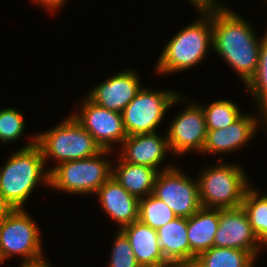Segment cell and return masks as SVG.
Instances as JSON below:
<instances>
[{
	"instance_id": "1",
	"label": "cell",
	"mask_w": 267,
	"mask_h": 267,
	"mask_svg": "<svg viewBox=\"0 0 267 267\" xmlns=\"http://www.w3.org/2000/svg\"><path fill=\"white\" fill-rule=\"evenodd\" d=\"M247 20L223 3L212 5V49L221 56L244 85L258 68L261 40Z\"/></svg>"
},
{
	"instance_id": "2",
	"label": "cell",
	"mask_w": 267,
	"mask_h": 267,
	"mask_svg": "<svg viewBox=\"0 0 267 267\" xmlns=\"http://www.w3.org/2000/svg\"><path fill=\"white\" fill-rule=\"evenodd\" d=\"M199 19L180 29L164 46L155 70L157 74H173L204 62L212 49V5L195 7Z\"/></svg>"
},
{
	"instance_id": "3",
	"label": "cell",
	"mask_w": 267,
	"mask_h": 267,
	"mask_svg": "<svg viewBox=\"0 0 267 267\" xmlns=\"http://www.w3.org/2000/svg\"><path fill=\"white\" fill-rule=\"evenodd\" d=\"M5 162L0 168V193L13 209L26 208V201L39 183L49 186V171L37 134Z\"/></svg>"
},
{
	"instance_id": "4",
	"label": "cell",
	"mask_w": 267,
	"mask_h": 267,
	"mask_svg": "<svg viewBox=\"0 0 267 267\" xmlns=\"http://www.w3.org/2000/svg\"><path fill=\"white\" fill-rule=\"evenodd\" d=\"M208 166L196 177L199 199L203 208L227 209L241 207L245 193L251 186L239 164L223 163Z\"/></svg>"
},
{
	"instance_id": "5",
	"label": "cell",
	"mask_w": 267,
	"mask_h": 267,
	"mask_svg": "<svg viewBox=\"0 0 267 267\" xmlns=\"http://www.w3.org/2000/svg\"><path fill=\"white\" fill-rule=\"evenodd\" d=\"M110 150L95 156L67 161L49 168V186L57 191L75 195L94 194L112 176V163L105 159Z\"/></svg>"
},
{
	"instance_id": "6",
	"label": "cell",
	"mask_w": 267,
	"mask_h": 267,
	"mask_svg": "<svg viewBox=\"0 0 267 267\" xmlns=\"http://www.w3.org/2000/svg\"><path fill=\"white\" fill-rule=\"evenodd\" d=\"M63 120L56 127L37 133V144L41 148L45 166L48 159L55 160L58 165L89 158L102 151L94 137L71 114Z\"/></svg>"
},
{
	"instance_id": "7",
	"label": "cell",
	"mask_w": 267,
	"mask_h": 267,
	"mask_svg": "<svg viewBox=\"0 0 267 267\" xmlns=\"http://www.w3.org/2000/svg\"><path fill=\"white\" fill-rule=\"evenodd\" d=\"M42 248L37 222L25 208L13 209L0 225L1 261L17 256L21 264L39 263L47 259Z\"/></svg>"
},
{
	"instance_id": "8",
	"label": "cell",
	"mask_w": 267,
	"mask_h": 267,
	"mask_svg": "<svg viewBox=\"0 0 267 267\" xmlns=\"http://www.w3.org/2000/svg\"><path fill=\"white\" fill-rule=\"evenodd\" d=\"M154 90V91H153ZM178 91L142 88L121 112L127 136L156 133L167 110L183 101Z\"/></svg>"
},
{
	"instance_id": "9",
	"label": "cell",
	"mask_w": 267,
	"mask_h": 267,
	"mask_svg": "<svg viewBox=\"0 0 267 267\" xmlns=\"http://www.w3.org/2000/svg\"><path fill=\"white\" fill-rule=\"evenodd\" d=\"M152 194L161 199L177 217L189 218L202 206L198 182L180 171V167L160 171Z\"/></svg>"
},
{
	"instance_id": "10",
	"label": "cell",
	"mask_w": 267,
	"mask_h": 267,
	"mask_svg": "<svg viewBox=\"0 0 267 267\" xmlns=\"http://www.w3.org/2000/svg\"><path fill=\"white\" fill-rule=\"evenodd\" d=\"M82 99L79 111H73L71 115L94 137L102 150L113 151L112 146L118 143L121 146L127 137L122 114L105 109L92 102L87 96Z\"/></svg>"
},
{
	"instance_id": "11",
	"label": "cell",
	"mask_w": 267,
	"mask_h": 267,
	"mask_svg": "<svg viewBox=\"0 0 267 267\" xmlns=\"http://www.w3.org/2000/svg\"><path fill=\"white\" fill-rule=\"evenodd\" d=\"M181 113L175 116L166 129V136L171 153L182 156L190 152H202L207 126L202 106L198 103L185 105Z\"/></svg>"
},
{
	"instance_id": "12",
	"label": "cell",
	"mask_w": 267,
	"mask_h": 267,
	"mask_svg": "<svg viewBox=\"0 0 267 267\" xmlns=\"http://www.w3.org/2000/svg\"><path fill=\"white\" fill-rule=\"evenodd\" d=\"M214 247L237 248L252 252L257 258L264 246L254 233L243 207L219 209V226Z\"/></svg>"
},
{
	"instance_id": "13",
	"label": "cell",
	"mask_w": 267,
	"mask_h": 267,
	"mask_svg": "<svg viewBox=\"0 0 267 267\" xmlns=\"http://www.w3.org/2000/svg\"><path fill=\"white\" fill-rule=\"evenodd\" d=\"M122 71L93 86L86 96L105 109L121 113L142 88L134 69Z\"/></svg>"
},
{
	"instance_id": "14",
	"label": "cell",
	"mask_w": 267,
	"mask_h": 267,
	"mask_svg": "<svg viewBox=\"0 0 267 267\" xmlns=\"http://www.w3.org/2000/svg\"><path fill=\"white\" fill-rule=\"evenodd\" d=\"M259 116L243 114L237 121L226 128L208 130L202 154H229L247 145L262 125V109L258 108ZM260 124V126H259Z\"/></svg>"
},
{
	"instance_id": "15",
	"label": "cell",
	"mask_w": 267,
	"mask_h": 267,
	"mask_svg": "<svg viewBox=\"0 0 267 267\" xmlns=\"http://www.w3.org/2000/svg\"><path fill=\"white\" fill-rule=\"evenodd\" d=\"M119 156L128 163L144 165L157 169L159 172L170 169L175 165L168 164L160 168V164L165 163L169 148L167 136L159 135L158 132L151 134H137L127 136L121 144Z\"/></svg>"
},
{
	"instance_id": "16",
	"label": "cell",
	"mask_w": 267,
	"mask_h": 267,
	"mask_svg": "<svg viewBox=\"0 0 267 267\" xmlns=\"http://www.w3.org/2000/svg\"><path fill=\"white\" fill-rule=\"evenodd\" d=\"M100 208L121 230L139 220V198L127 192L112 176L95 193Z\"/></svg>"
},
{
	"instance_id": "17",
	"label": "cell",
	"mask_w": 267,
	"mask_h": 267,
	"mask_svg": "<svg viewBox=\"0 0 267 267\" xmlns=\"http://www.w3.org/2000/svg\"><path fill=\"white\" fill-rule=\"evenodd\" d=\"M121 231L129 239L141 267L158 266L168 262L160 249L155 229L137 220L122 228Z\"/></svg>"
},
{
	"instance_id": "18",
	"label": "cell",
	"mask_w": 267,
	"mask_h": 267,
	"mask_svg": "<svg viewBox=\"0 0 267 267\" xmlns=\"http://www.w3.org/2000/svg\"><path fill=\"white\" fill-rule=\"evenodd\" d=\"M219 226V209L201 207L187 218V238L190 244V267L196 257L214 247V238Z\"/></svg>"
},
{
	"instance_id": "19",
	"label": "cell",
	"mask_w": 267,
	"mask_h": 267,
	"mask_svg": "<svg viewBox=\"0 0 267 267\" xmlns=\"http://www.w3.org/2000/svg\"><path fill=\"white\" fill-rule=\"evenodd\" d=\"M160 249L168 262L190 267L187 218L177 217L157 230Z\"/></svg>"
},
{
	"instance_id": "20",
	"label": "cell",
	"mask_w": 267,
	"mask_h": 267,
	"mask_svg": "<svg viewBox=\"0 0 267 267\" xmlns=\"http://www.w3.org/2000/svg\"><path fill=\"white\" fill-rule=\"evenodd\" d=\"M118 157L117 164L112 163V177L127 192L138 198L150 195L159 171L148 166L125 162L120 156Z\"/></svg>"
},
{
	"instance_id": "21",
	"label": "cell",
	"mask_w": 267,
	"mask_h": 267,
	"mask_svg": "<svg viewBox=\"0 0 267 267\" xmlns=\"http://www.w3.org/2000/svg\"><path fill=\"white\" fill-rule=\"evenodd\" d=\"M256 259L249 251L212 247L200 253L191 267H254Z\"/></svg>"
},
{
	"instance_id": "22",
	"label": "cell",
	"mask_w": 267,
	"mask_h": 267,
	"mask_svg": "<svg viewBox=\"0 0 267 267\" xmlns=\"http://www.w3.org/2000/svg\"><path fill=\"white\" fill-rule=\"evenodd\" d=\"M249 187L242 207L260 243L267 249V194Z\"/></svg>"
},
{
	"instance_id": "23",
	"label": "cell",
	"mask_w": 267,
	"mask_h": 267,
	"mask_svg": "<svg viewBox=\"0 0 267 267\" xmlns=\"http://www.w3.org/2000/svg\"><path fill=\"white\" fill-rule=\"evenodd\" d=\"M203 109L207 130L223 129L237 121L243 113L235 101L216 100L208 106L200 103Z\"/></svg>"
},
{
	"instance_id": "24",
	"label": "cell",
	"mask_w": 267,
	"mask_h": 267,
	"mask_svg": "<svg viewBox=\"0 0 267 267\" xmlns=\"http://www.w3.org/2000/svg\"><path fill=\"white\" fill-rule=\"evenodd\" d=\"M175 218L174 212L152 193L139 198V220L152 229L157 230Z\"/></svg>"
},
{
	"instance_id": "25",
	"label": "cell",
	"mask_w": 267,
	"mask_h": 267,
	"mask_svg": "<svg viewBox=\"0 0 267 267\" xmlns=\"http://www.w3.org/2000/svg\"><path fill=\"white\" fill-rule=\"evenodd\" d=\"M245 87L254 98L257 108L262 109L267 105V30L261 40L257 71Z\"/></svg>"
},
{
	"instance_id": "26",
	"label": "cell",
	"mask_w": 267,
	"mask_h": 267,
	"mask_svg": "<svg viewBox=\"0 0 267 267\" xmlns=\"http://www.w3.org/2000/svg\"><path fill=\"white\" fill-rule=\"evenodd\" d=\"M25 127V118L17 108L0 109V142L6 144L19 140Z\"/></svg>"
},
{
	"instance_id": "27",
	"label": "cell",
	"mask_w": 267,
	"mask_h": 267,
	"mask_svg": "<svg viewBox=\"0 0 267 267\" xmlns=\"http://www.w3.org/2000/svg\"><path fill=\"white\" fill-rule=\"evenodd\" d=\"M115 235L107 267H141L126 235L121 230Z\"/></svg>"
},
{
	"instance_id": "28",
	"label": "cell",
	"mask_w": 267,
	"mask_h": 267,
	"mask_svg": "<svg viewBox=\"0 0 267 267\" xmlns=\"http://www.w3.org/2000/svg\"><path fill=\"white\" fill-rule=\"evenodd\" d=\"M38 6L46 8L49 12L59 11L60 8L67 2V0H32Z\"/></svg>"
},
{
	"instance_id": "29",
	"label": "cell",
	"mask_w": 267,
	"mask_h": 267,
	"mask_svg": "<svg viewBox=\"0 0 267 267\" xmlns=\"http://www.w3.org/2000/svg\"><path fill=\"white\" fill-rule=\"evenodd\" d=\"M12 210L13 208L0 193V225Z\"/></svg>"
},
{
	"instance_id": "30",
	"label": "cell",
	"mask_w": 267,
	"mask_h": 267,
	"mask_svg": "<svg viewBox=\"0 0 267 267\" xmlns=\"http://www.w3.org/2000/svg\"><path fill=\"white\" fill-rule=\"evenodd\" d=\"M188 1H190V3H192V5L195 7L220 3V0H188Z\"/></svg>"
},
{
	"instance_id": "31",
	"label": "cell",
	"mask_w": 267,
	"mask_h": 267,
	"mask_svg": "<svg viewBox=\"0 0 267 267\" xmlns=\"http://www.w3.org/2000/svg\"><path fill=\"white\" fill-rule=\"evenodd\" d=\"M18 267H52V265L46 260L35 264H21Z\"/></svg>"
},
{
	"instance_id": "32",
	"label": "cell",
	"mask_w": 267,
	"mask_h": 267,
	"mask_svg": "<svg viewBox=\"0 0 267 267\" xmlns=\"http://www.w3.org/2000/svg\"><path fill=\"white\" fill-rule=\"evenodd\" d=\"M148 267H182L176 263H171V262H167L165 264L162 265H158V266H148Z\"/></svg>"
},
{
	"instance_id": "33",
	"label": "cell",
	"mask_w": 267,
	"mask_h": 267,
	"mask_svg": "<svg viewBox=\"0 0 267 267\" xmlns=\"http://www.w3.org/2000/svg\"><path fill=\"white\" fill-rule=\"evenodd\" d=\"M262 125H265L263 128L267 131V111H262Z\"/></svg>"
},
{
	"instance_id": "34",
	"label": "cell",
	"mask_w": 267,
	"mask_h": 267,
	"mask_svg": "<svg viewBox=\"0 0 267 267\" xmlns=\"http://www.w3.org/2000/svg\"><path fill=\"white\" fill-rule=\"evenodd\" d=\"M262 111H267V105L262 108Z\"/></svg>"
}]
</instances>
